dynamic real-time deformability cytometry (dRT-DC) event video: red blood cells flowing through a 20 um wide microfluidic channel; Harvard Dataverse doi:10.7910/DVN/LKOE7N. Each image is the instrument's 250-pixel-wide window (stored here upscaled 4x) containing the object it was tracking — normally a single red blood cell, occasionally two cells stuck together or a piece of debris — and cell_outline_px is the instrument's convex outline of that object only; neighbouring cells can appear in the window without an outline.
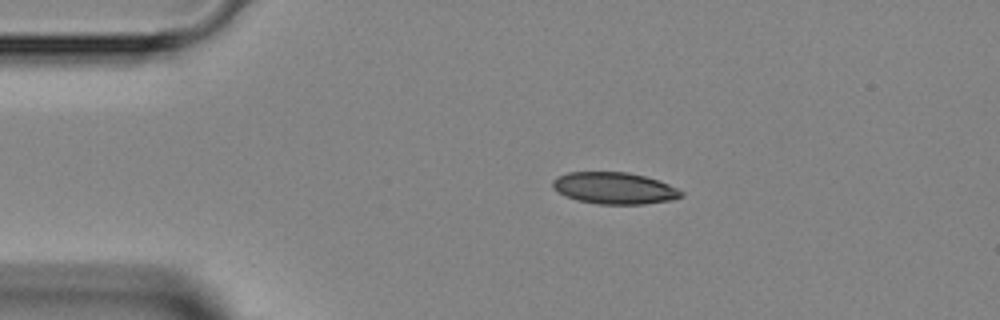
{"species": "Egyptian fruit bat (a non-hibernating species)", "species_latin": "Rousettus aegyptiacus", "temperature_condition": "room temperature", "stored_images_in_passage": 3, "segment_of_instrument_passage": [1, 2], "camera_frame_rate_fps": 3000, "um_per_image_px": 0.085, "animal": {"sex": "female"}, "frame": {"image": 1, "passage_image": 1, "time_ms": 0.0, "image_size_px": [1000, 320], "cell_outline_px": [[684, 196], [672, 200], [644, 204], [600, 204], [576, 200], [552, 188], [552, 180], [556, 176], [568, 172], [628, 172], [644, 176], [668, 184], [684, 192]], "centroid_in_image_um": [52.22, 15.99], "position_along_channel_um": 32.8, "area_um2": 23.7}}